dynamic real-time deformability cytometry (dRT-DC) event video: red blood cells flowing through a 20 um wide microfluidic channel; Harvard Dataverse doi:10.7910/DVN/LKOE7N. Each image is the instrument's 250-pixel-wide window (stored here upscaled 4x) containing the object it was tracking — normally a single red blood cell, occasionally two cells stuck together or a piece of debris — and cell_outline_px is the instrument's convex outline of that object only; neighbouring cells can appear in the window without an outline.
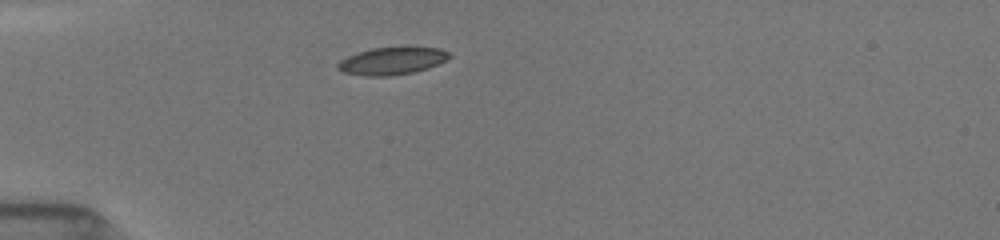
{"species": "common noctule bat (a hibernating species)", "species_latin": "Nyctalus noctula", "temperature_condition": "room temperature", "stored_images_in_passage": 3, "camera_frame_rate_fps": 3000, "um_per_image_px": 0.085, "animal": {"sex": "female", "body_mass_g": 19.5, "forearm_length_mm": 54.1}, "frame": {"image": 1, "passage_image": 1, "time_ms": 0.0, "image_size_px": [1000, 240], "cell_outline_px": [[452, 56], [428, 68], [412, 72], [388, 76], [364, 76], [340, 72], [336, 68], [336, 64], [340, 60], [356, 52], [372, 48], [408, 44], [412, 44], [440, 48], [448, 52]], "centroid_in_image_um": [33.31, 5.12], "position_along_channel_um": 51.7, "area_um2": 18.67}}
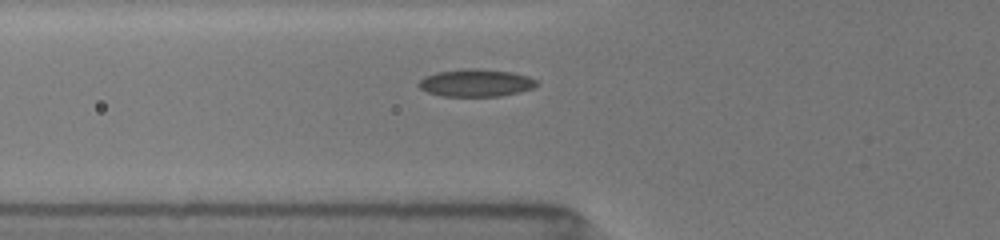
{"frame": {"image": 2, "passage_image": 3, "time_ms": 1.333, "image_size_px": [1000, 240], "cell_outline_px": [[540, 84], [532, 88], [520, 92], [500, 96], [440, 96], [428, 92], [420, 88], [416, 84], [424, 76], [436, 72], [464, 68], [480, 68], [512, 72], [528, 76], [536, 80]], "centroid_in_image_um": [40.44, 7.03], "position_along_channel_um": 85.4, "area_um2": 19.13}}